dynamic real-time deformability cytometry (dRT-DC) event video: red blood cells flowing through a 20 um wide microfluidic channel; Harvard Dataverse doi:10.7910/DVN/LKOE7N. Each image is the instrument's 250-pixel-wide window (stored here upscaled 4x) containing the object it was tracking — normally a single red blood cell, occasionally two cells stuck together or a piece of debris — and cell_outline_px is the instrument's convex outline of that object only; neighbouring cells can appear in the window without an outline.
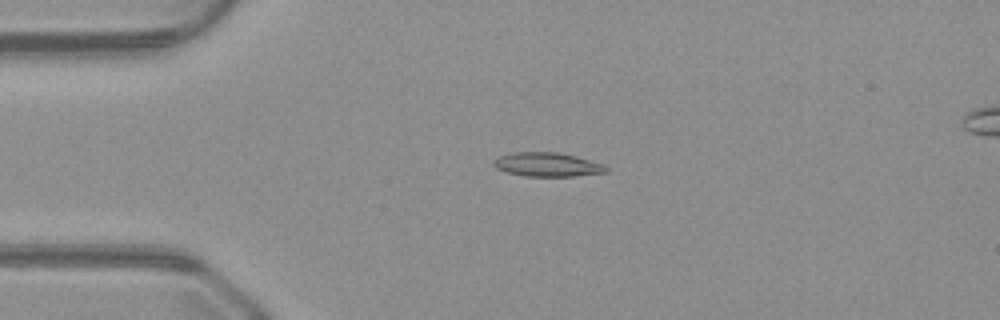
{"species": "common noctule bat (a hibernating species)", "species_latin": "Nyctalus noctula", "temperature_condition": "warm", "stored_images_in_passage": 50, "camera_frame_rate_fps": 3000, "um_per_image_px": 0.085, "animal": {"sex": "male", "body_mass_g": 23.1, "forearm_length_mm": 52.7}, "frame": {"image": 1, "passage_image": 12, "time_ms": 3.667, "image_size_px": [1000, 320], "cell_outline_px": [[608, 172], [576, 176], [524, 176], [508, 172], [496, 168], [492, 164], [492, 160], [496, 156], [512, 152], [556, 152], [576, 156], [604, 164], [608, 168]], "centroid_in_image_um": [46.5, 13.98], "position_along_channel_um": 38.5, "area_um2": 15.9}}
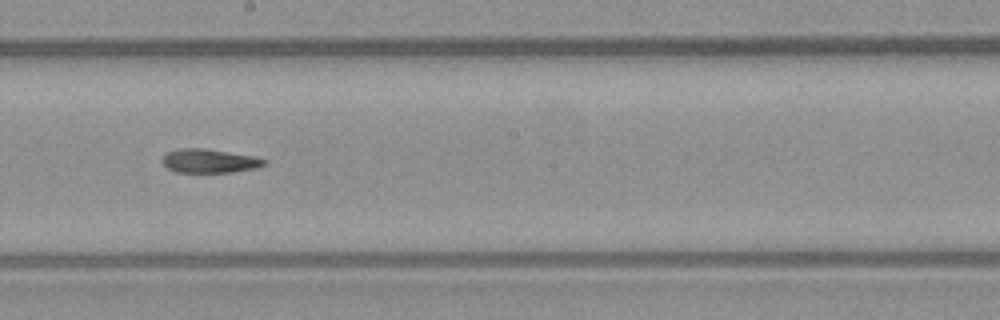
{"frame": {"image": 2, "passage_image": 28, "time_ms": 9.0, "image_size_px": [1000, 320], "cell_outline_px": [[268, 164], [256, 168], [232, 172], [176, 172], [168, 168], [164, 164], [164, 156], [168, 152], [180, 148], [204, 148], [252, 156], [268, 160]], "centroid_in_image_um": [17.85, 13.68], "position_along_channel_um": 230.4, "area_um2": 13.99}}
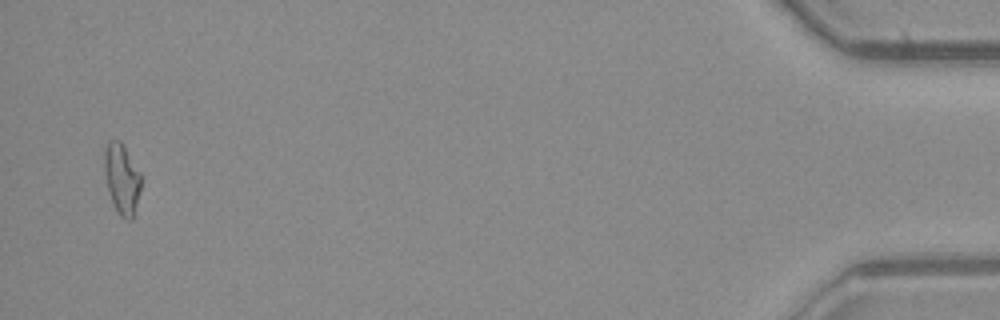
{"frame": {"image": 3, "passage_image": 49, "time_ms": 16.0, "image_size_px": [1000, 320], "cell_outline_px": [[144, 176], [132, 220], [124, 220], [120, 216], [112, 204], [104, 172], [104, 148], [108, 140], [120, 140]], "centroid_in_image_um": [10.38, 15.19], "position_along_channel_um": 424.8, "area_um2": 15.49}}